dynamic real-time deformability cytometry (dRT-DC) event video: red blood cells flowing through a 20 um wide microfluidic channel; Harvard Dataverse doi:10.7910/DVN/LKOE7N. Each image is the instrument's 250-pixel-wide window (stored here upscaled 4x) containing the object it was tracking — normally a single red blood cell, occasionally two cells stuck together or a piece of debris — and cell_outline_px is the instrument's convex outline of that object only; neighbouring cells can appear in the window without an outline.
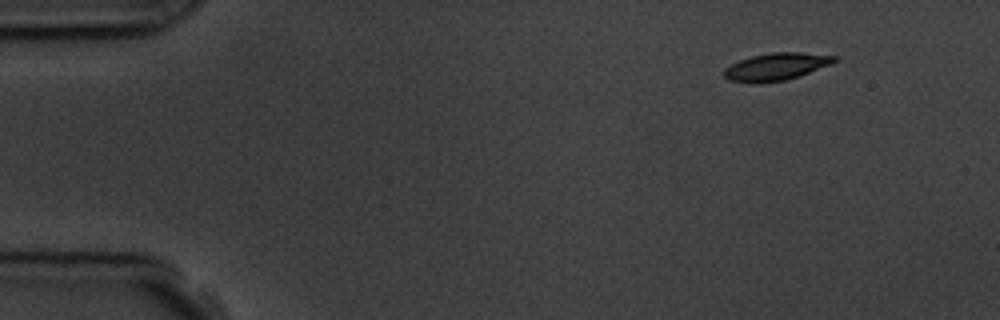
{"species": "common noctule bat (a hibernating species)", "species_latin": "Nyctalus noctula", "temperature_condition": "room temperature", "stored_images_in_passage": 4, "camera_frame_rate_fps": 3000, "um_per_image_px": 0.085, "animal": {"sex": "male", "body_mass_g": 19.5, "forearm_length_mm": 54.6}, "frame": {"image": 1, "passage_image": 1, "time_ms": 0.0, "image_size_px": [1000, 320], "cell_outline_px": [[836, 60], [832, 64], [784, 80], [728, 80], [724, 76], [724, 68], [740, 60], [752, 56], [772, 52], [800, 52], [836, 56]], "centroid_in_image_um": [66.01, 5.61], "position_along_channel_um": 19.0, "area_um2": 16.59}}
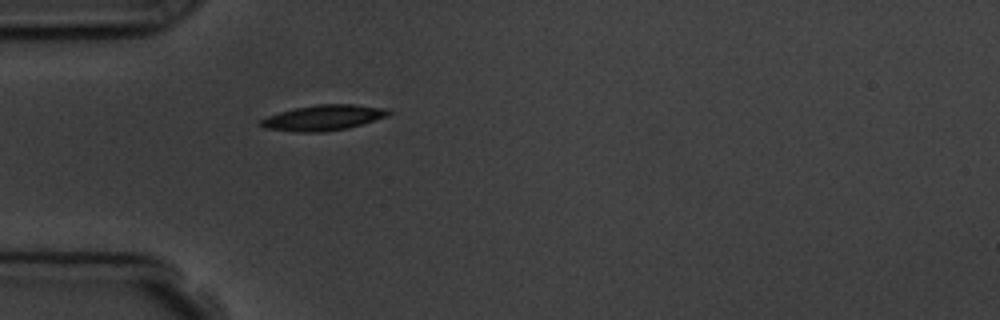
{"frame": {"image": 2, "passage_image": 4, "time_ms": 3.333, "image_size_px": [1000, 320], "cell_outline_px": [[392, 112], [388, 116], [348, 128], [324, 132], [296, 132], [264, 128], [260, 124], [260, 120], [268, 116], [280, 112], [296, 108], [316, 104], [356, 104], [392, 108]], "centroid_in_image_um": [27.56, 10.0], "position_along_channel_um": 57.4, "area_um2": 19.13}}